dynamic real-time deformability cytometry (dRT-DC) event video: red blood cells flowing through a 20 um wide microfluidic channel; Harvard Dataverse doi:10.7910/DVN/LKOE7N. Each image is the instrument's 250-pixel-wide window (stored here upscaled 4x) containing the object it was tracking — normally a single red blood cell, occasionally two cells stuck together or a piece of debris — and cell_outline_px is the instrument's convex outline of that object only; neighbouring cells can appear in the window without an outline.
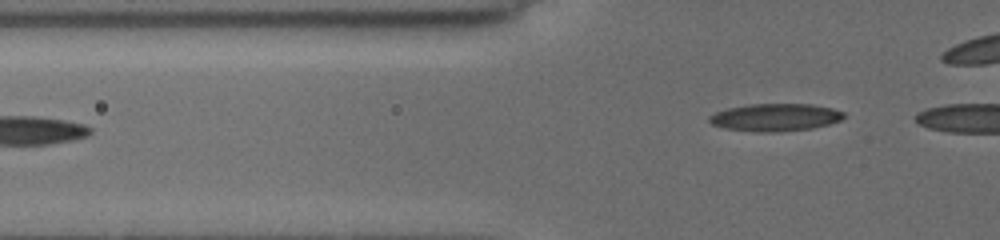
{"species": "common noctule bat (a hibernating species)", "species_latin": "Nyctalus noctula", "temperature_condition": "cold", "stored_images_in_passage": 8, "segment_of_instrument_passage": [2, 2], "camera_frame_rate_fps": 3000, "um_per_image_px": 0.085, "animal": {"sex": "female", "body_mass_g": 19.5, "forearm_length_mm": 54.1}, "frame": {"image": 1, "passage_image": 8, "time_ms": 7.0, "image_size_px": [1000, 240], "cell_outline_px": [[844, 116], [840, 120], [828, 124], [812, 128], [772, 132], [756, 132], [724, 128], [712, 124], [708, 120], [708, 116], [716, 112], [728, 108], [752, 104], [812, 104], [832, 108], [844, 112]], "centroid_in_image_um": [65.88, 9.97], "position_along_channel_um": 59.9, "area_um2": 21.44}}